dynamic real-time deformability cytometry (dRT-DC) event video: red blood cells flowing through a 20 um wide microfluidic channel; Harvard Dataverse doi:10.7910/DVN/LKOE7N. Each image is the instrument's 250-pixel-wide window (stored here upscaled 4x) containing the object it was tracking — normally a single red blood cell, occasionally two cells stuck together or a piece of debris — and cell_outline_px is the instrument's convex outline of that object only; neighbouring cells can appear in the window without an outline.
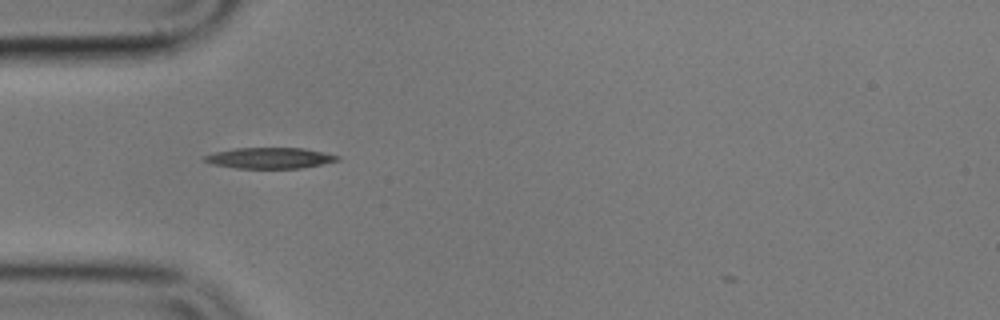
{"species": "common noctule bat (a hibernating species)", "species_latin": "Nyctalus noctula", "temperature_condition": "cold", "stored_images_in_passage": 5, "camera_frame_rate_fps": 3000, "um_per_image_px": 0.085, "animal": {"sex": "male", "body_mass_g": 17.9}, "frame": {"image": 1, "passage_image": 1, "time_ms": 0.0, "image_size_px": [1000, 320], "cell_outline_px": [[340, 160], [300, 168], [236, 168], [212, 164], [204, 160], [204, 156], [216, 152], [236, 148], [304, 148], [324, 152], [340, 156]], "centroid_in_image_um": [22.95, 13.43], "position_along_channel_um": 62.0, "area_um2": 16.01}}
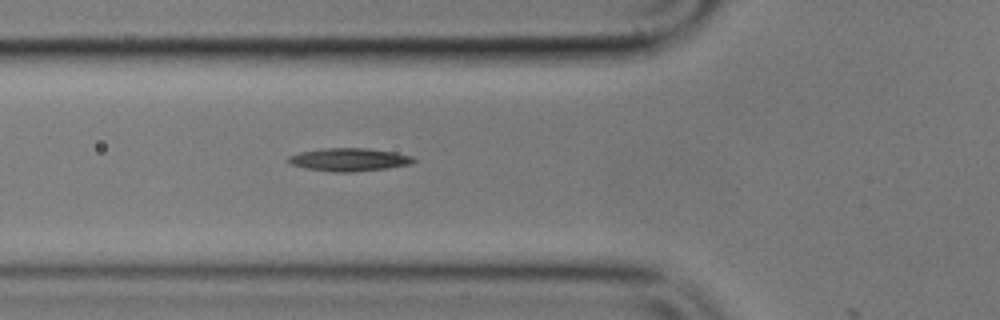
{"frame": {"image": 2, "passage_image": 4, "time_ms": 1.0, "image_size_px": [1000, 320], "cell_outline_px": [[416, 160], [408, 164], [388, 168], [356, 172], [332, 172], [304, 168], [292, 164], [288, 160], [288, 156], [300, 152], [324, 148], [368, 148], [396, 152], [412, 156]], "centroid_in_image_um": [29.68, 13.57], "position_along_channel_um": 96.1, "area_um2": 16.82}}